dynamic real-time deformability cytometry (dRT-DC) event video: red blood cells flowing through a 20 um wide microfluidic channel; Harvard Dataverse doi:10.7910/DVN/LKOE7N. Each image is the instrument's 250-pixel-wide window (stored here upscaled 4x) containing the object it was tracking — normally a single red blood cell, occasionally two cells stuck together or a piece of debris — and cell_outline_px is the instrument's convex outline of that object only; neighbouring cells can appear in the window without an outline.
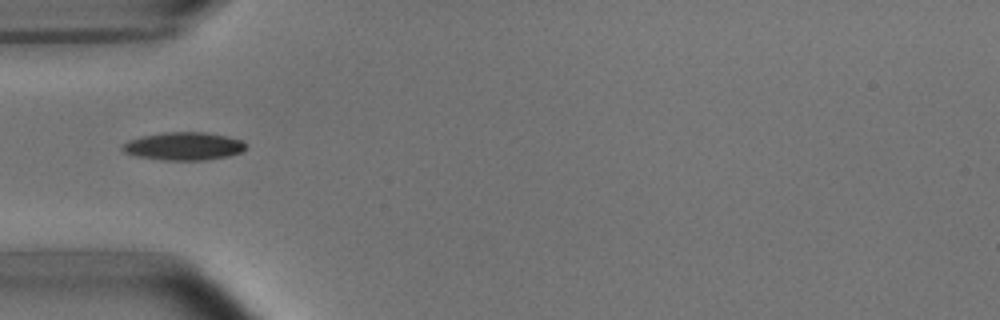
{"species": "common noctule bat (a hibernating species)", "species_latin": "Nyctalus noctula", "temperature_condition": "room temperature", "stored_images_in_passage": 1, "camera_frame_rate_fps": 3000, "um_per_image_px": 0.085, "animal": {"sex": "male", "body_mass_g": 15.6}, "frame": {"image": 1, "passage_image": 1, "time_ms": 0.0, "image_size_px": [1000, 320], "cell_outline_px": [[248, 144], [240, 152], [228, 156], [204, 160], [164, 160], [136, 156], [124, 152], [120, 148], [128, 140], [144, 136], [164, 132], [208, 132], [228, 136], [240, 140]], "centroid_in_image_um": [15.62, 12.42], "position_along_channel_um": 69.4, "area_um2": 20.06}}